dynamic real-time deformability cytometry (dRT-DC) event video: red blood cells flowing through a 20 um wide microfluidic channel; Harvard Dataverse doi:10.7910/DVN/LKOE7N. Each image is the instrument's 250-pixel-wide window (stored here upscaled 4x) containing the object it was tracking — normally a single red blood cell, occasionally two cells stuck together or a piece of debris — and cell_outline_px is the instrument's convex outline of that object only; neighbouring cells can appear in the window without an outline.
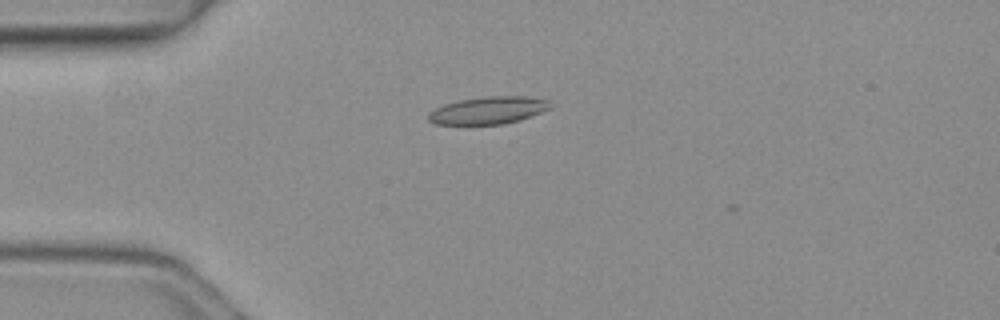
{"species": "common noctule bat (a hibernating species)", "species_latin": "Nyctalus noctula", "temperature_condition": "warm", "stored_images_in_passage": 4, "camera_frame_rate_fps": 3000, "um_per_image_px": 0.085, "animal": {"sex": "female", "body_mass_g": 19.3, "forearm_length_mm": 54.1}, "frame": {"image": 1, "passage_image": 3, "time_ms": 0.667, "image_size_px": [1000, 320], "cell_outline_px": [[552, 108], [520, 120], [504, 124], [436, 124], [428, 120], [428, 112], [444, 104], [460, 100], [488, 96], [524, 96], [548, 100]], "centroid_in_image_um": [41.51, 9.38], "position_along_channel_um": 43.5, "area_um2": 19.36}}
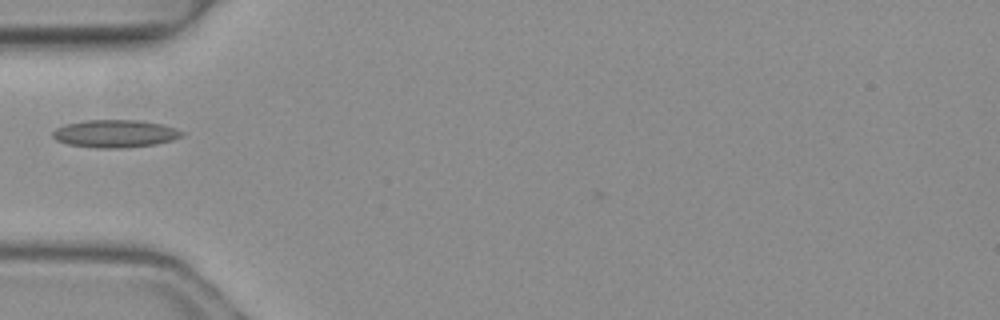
{"frame": {"image": 2, "passage_image": 4, "time_ms": 1.0, "image_size_px": [1000, 320], "cell_outline_px": [[184, 136], [172, 140], [156, 144], [124, 148], [96, 148], [68, 144], [56, 140], [52, 136], [52, 132], [56, 128], [64, 124], [84, 120], [140, 120], [160, 124], [176, 128], [184, 132]], "centroid_in_image_um": [9.78, 11.36], "position_along_channel_um": 75.2, "area_um2": 20.98}}